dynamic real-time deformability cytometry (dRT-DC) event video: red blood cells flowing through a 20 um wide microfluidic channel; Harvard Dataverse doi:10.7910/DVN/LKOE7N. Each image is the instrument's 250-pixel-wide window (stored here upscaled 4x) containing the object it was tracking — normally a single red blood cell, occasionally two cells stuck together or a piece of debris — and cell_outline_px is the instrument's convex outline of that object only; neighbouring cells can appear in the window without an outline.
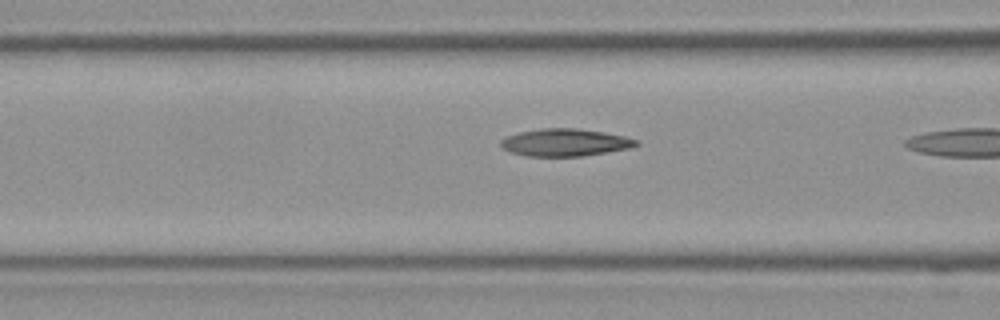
{"species": "Egyptian fruit bat (a non-hibernating species)", "species_latin": "Rousettus aegyptiacus", "temperature_condition": "room temperature", "stored_images_in_passage": 5, "camera_frame_rate_fps": 3000, "um_per_image_px": 0.085, "frame": {"image": 1, "passage_image": 4, "time_ms": 1.0, "image_size_px": [1000, 320], "cell_outline_px": [[640, 144], [632, 148], [584, 156], [528, 156], [508, 152], [500, 144], [500, 140], [504, 136], [520, 132], [540, 128], [576, 128], [604, 132], [624, 136], [640, 140]], "centroid_in_image_um": [48.05, 12.11], "position_along_channel_um": 118.6, "area_um2": 21.91}}